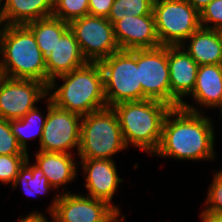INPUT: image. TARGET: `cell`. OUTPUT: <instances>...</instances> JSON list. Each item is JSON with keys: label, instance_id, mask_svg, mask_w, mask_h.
Listing matches in <instances>:
<instances>
[{"label": "cell", "instance_id": "cell-17", "mask_svg": "<svg viewBox=\"0 0 222 222\" xmlns=\"http://www.w3.org/2000/svg\"><path fill=\"white\" fill-rule=\"evenodd\" d=\"M70 153L38 151L35 165L39 167L54 189H58L77 177L76 162Z\"/></svg>", "mask_w": 222, "mask_h": 222}, {"label": "cell", "instance_id": "cell-25", "mask_svg": "<svg viewBox=\"0 0 222 222\" xmlns=\"http://www.w3.org/2000/svg\"><path fill=\"white\" fill-rule=\"evenodd\" d=\"M89 15V0H54L53 17L70 23Z\"/></svg>", "mask_w": 222, "mask_h": 222}, {"label": "cell", "instance_id": "cell-10", "mask_svg": "<svg viewBox=\"0 0 222 222\" xmlns=\"http://www.w3.org/2000/svg\"><path fill=\"white\" fill-rule=\"evenodd\" d=\"M137 67L142 100H157L170 106L168 46L137 49Z\"/></svg>", "mask_w": 222, "mask_h": 222}, {"label": "cell", "instance_id": "cell-22", "mask_svg": "<svg viewBox=\"0 0 222 222\" xmlns=\"http://www.w3.org/2000/svg\"><path fill=\"white\" fill-rule=\"evenodd\" d=\"M44 118V119H43ZM47 119V115L43 117L39 113L38 107L30 110L23 118L11 120L10 126L12 133L16 136L20 147L27 151V140L39 136V142L42 139L43 128ZM34 128H37L33 130ZM31 132H29V131Z\"/></svg>", "mask_w": 222, "mask_h": 222}, {"label": "cell", "instance_id": "cell-26", "mask_svg": "<svg viewBox=\"0 0 222 222\" xmlns=\"http://www.w3.org/2000/svg\"><path fill=\"white\" fill-rule=\"evenodd\" d=\"M0 155H28L12 133L10 121L0 118Z\"/></svg>", "mask_w": 222, "mask_h": 222}, {"label": "cell", "instance_id": "cell-28", "mask_svg": "<svg viewBox=\"0 0 222 222\" xmlns=\"http://www.w3.org/2000/svg\"><path fill=\"white\" fill-rule=\"evenodd\" d=\"M199 13L202 28L222 31V0L211 1Z\"/></svg>", "mask_w": 222, "mask_h": 222}, {"label": "cell", "instance_id": "cell-21", "mask_svg": "<svg viewBox=\"0 0 222 222\" xmlns=\"http://www.w3.org/2000/svg\"><path fill=\"white\" fill-rule=\"evenodd\" d=\"M35 36L45 61L49 59L58 40L70 28L69 23L53 16L26 24Z\"/></svg>", "mask_w": 222, "mask_h": 222}, {"label": "cell", "instance_id": "cell-27", "mask_svg": "<svg viewBox=\"0 0 222 222\" xmlns=\"http://www.w3.org/2000/svg\"><path fill=\"white\" fill-rule=\"evenodd\" d=\"M28 155H0V182L12 183Z\"/></svg>", "mask_w": 222, "mask_h": 222}, {"label": "cell", "instance_id": "cell-16", "mask_svg": "<svg viewBox=\"0 0 222 222\" xmlns=\"http://www.w3.org/2000/svg\"><path fill=\"white\" fill-rule=\"evenodd\" d=\"M87 63L73 31L69 28L58 40L46 61L47 87L57 76L71 72Z\"/></svg>", "mask_w": 222, "mask_h": 222}, {"label": "cell", "instance_id": "cell-3", "mask_svg": "<svg viewBox=\"0 0 222 222\" xmlns=\"http://www.w3.org/2000/svg\"><path fill=\"white\" fill-rule=\"evenodd\" d=\"M1 76L36 80L47 86L46 61L26 25H7L0 36Z\"/></svg>", "mask_w": 222, "mask_h": 222}, {"label": "cell", "instance_id": "cell-1", "mask_svg": "<svg viewBox=\"0 0 222 222\" xmlns=\"http://www.w3.org/2000/svg\"><path fill=\"white\" fill-rule=\"evenodd\" d=\"M214 134L212 121L183 101L166 115L161 141L154 153L177 160H214Z\"/></svg>", "mask_w": 222, "mask_h": 222}, {"label": "cell", "instance_id": "cell-34", "mask_svg": "<svg viewBox=\"0 0 222 222\" xmlns=\"http://www.w3.org/2000/svg\"><path fill=\"white\" fill-rule=\"evenodd\" d=\"M2 3H0V26L5 22V25L3 27L0 28V36L4 33V31L7 28V24H6V20L4 17V8L1 5Z\"/></svg>", "mask_w": 222, "mask_h": 222}, {"label": "cell", "instance_id": "cell-33", "mask_svg": "<svg viewBox=\"0 0 222 222\" xmlns=\"http://www.w3.org/2000/svg\"><path fill=\"white\" fill-rule=\"evenodd\" d=\"M191 4L198 12H200L204 7H206L213 0H186Z\"/></svg>", "mask_w": 222, "mask_h": 222}, {"label": "cell", "instance_id": "cell-29", "mask_svg": "<svg viewBox=\"0 0 222 222\" xmlns=\"http://www.w3.org/2000/svg\"><path fill=\"white\" fill-rule=\"evenodd\" d=\"M212 184L209 187L206 202L207 207L202 212L222 211V170L214 174Z\"/></svg>", "mask_w": 222, "mask_h": 222}, {"label": "cell", "instance_id": "cell-23", "mask_svg": "<svg viewBox=\"0 0 222 222\" xmlns=\"http://www.w3.org/2000/svg\"><path fill=\"white\" fill-rule=\"evenodd\" d=\"M22 183L23 190L26 195L35 196L37 194H45L49 189L53 188L48 182L47 177L42 170L34 165H29V157L20 167L12 186L18 187Z\"/></svg>", "mask_w": 222, "mask_h": 222}, {"label": "cell", "instance_id": "cell-13", "mask_svg": "<svg viewBox=\"0 0 222 222\" xmlns=\"http://www.w3.org/2000/svg\"><path fill=\"white\" fill-rule=\"evenodd\" d=\"M120 50L152 49L161 46L154 15L126 16L113 24Z\"/></svg>", "mask_w": 222, "mask_h": 222}, {"label": "cell", "instance_id": "cell-2", "mask_svg": "<svg viewBox=\"0 0 222 222\" xmlns=\"http://www.w3.org/2000/svg\"><path fill=\"white\" fill-rule=\"evenodd\" d=\"M57 77L64 82L63 85L58 87L56 80H51L47 89L48 94L55 90L48 95L55 106L81 116L107 107L99 62H87Z\"/></svg>", "mask_w": 222, "mask_h": 222}, {"label": "cell", "instance_id": "cell-30", "mask_svg": "<svg viewBox=\"0 0 222 222\" xmlns=\"http://www.w3.org/2000/svg\"><path fill=\"white\" fill-rule=\"evenodd\" d=\"M114 0H89V15L108 18Z\"/></svg>", "mask_w": 222, "mask_h": 222}, {"label": "cell", "instance_id": "cell-14", "mask_svg": "<svg viewBox=\"0 0 222 222\" xmlns=\"http://www.w3.org/2000/svg\"><path fill=\"white\" fill-rule=\"evenodd\" d=\"M185 45L168 46L170 106L180 107L183 97L190 95L196 84L199 65L185 51Z\"/></svg>", "mask_w": 222, "mask_h": 222}, {"label": "cell", "instance_id": "cell-5", "mask_svg": "<svg viewBox=\"0 0 222 222\" xmlns=\"http://www.w3.org/2000/svg\"><path fill=\"white\" fill-rule=\"evenodd\" d=\"M126 148L119 120L112 107L82 116L78 149L81 160H113V155Z\"/></svg>", "mask_w": 222, "mask_h": 222}, {"label": "cell", "instance_id": "cell-18", "mask_svg": "<svg viewBox=\"0 0 222 222\" xmlns=\"http://www.w3.org/2000/svg\"><path fill=\"white\" fill-rule=\"evenodd\" d=\"M190 95L204 107L217 108L222 103V64L199 66L196 84Z\"/></svg>", "mask_w": 222, "mask_h": 222}, {"label": "cell", "instance_id": "cell-12", "mask_svg": "<svg viewBox=\"0 0 222 222\" xmlns=\"http://www.w3.org/2000/svg\"><path fill=\"white\" fill-rule=\"evenodd\" d=\"M48 87L36 80L0 77V118H23L35 103L48 95Z\"/></svg>", "mask_w": 222, "mask_h": 222}, {"label": "cell", "instance_id": "cell-20", "mask_svg": "<svg viewBox=\"0 0 222 222\" xmlns=\"http://www.w3.org/2000/svg\"><path fill=\"white\" fill-rule=\"evenodd\" d=\"M3 4L7 25H26L51 17L54 9V0H7Z\"/></svg>", "mask_w": 222, "mask_h": 222}, {"label": "cell", "instance_id": "cell-19", "mask_svg": "<svg viewBox=\"0 0 222 222\" xmlns=\"http://www.w3.org/2000/svg\"><path fill=\"white\" fill-rule=\"evenodd\" d=\"M188 39L185 51L199 66L222 64V31L200 27Z\"/></svg>", "mask_w": 222, "mask_h": 222}, {"label": "cell", "instance_id": "cell-35", "mask_svg": "<svg viewBox=\"0 0 222 222\" xmlns=\"http://www.w3.org/2000/svg\"><path fill=\"white\" fill-rule=\"evenodd\" d=\"M217 108H220V111H221L220 114L222 116V103Z\"/></svg>", "mask_w": 222, "mask_h": 222}, {"label": "cell", "instance_id": "cell-24", "mask_svg": "<svg viewBox=\"0 0 222 222\" xmlns=\"http://www.w3.org/2000/svg\"><path fill=\"white\" fill-rule=\"evenodd\" d=\"M154 0H114L108 20L114 24L126 16L153 14Z\"/></svg>", "mask_w": 222, "mask_h": 222}, {"label": "cell", "instance_id": "cell-11", "mask_svg": "<svg viewBox=\"0 0 222 222\" xmlns=\"http://www.w3.org/2000/svg\"><path fill=\"white\" fill-rule=\"evenodd\" d=\"M46 103L48 113L39 151L71 154L68 150L77 148L78 152L82 116L55 106L49 98Z\"/></svg>", "mask_w": 222, "mask_h": 222}, {"label": "cell", "instance_id": "cell-6", "mask_svg": "<svg viewBox=\"0 0 222 222\" xmlns=\"http://www.w3.org/2000/svg\"><path fill=\"white\" fill-rule=\"evenodd\" d=\"M107 107L141 101L142 87L137 67V49L119 50L99 62Z\"/></svg>", "mask_w": 222, "mask_h": 222}, {"label": "cell", "instance_id": "cell-32", "mask_svg": "<svg viewBox=\"0 0 222 222\" xmlns=\"http://www.w3.org/2000/svg\"><path fill=\"white\" fill-rule=\"evenodd\" d=\"M18 222H48V221L45 215L35 211L33 213H30L25 218L19 219Z\"/></svg>", "mask_w": 222, "mask_h": 222}, {"label": "cell", "instance_id": "cell-7", "mask_svg": "<svg viewBox=\"0 0 222 222\" xmlns=\"http://www.w3.org/2000/svg\"><path fill=\"white\" fill-rule=\"evenodd\" d=\"M152 13L161 46L187 44L201 27L200 13L186 0H154Z\"/></svg>", "mask_w": 222, "mask_h": 222}, {"label": "cell", "instance_id": "cell-9", "mask_svg": "<svg viewBox=\"0 0 222 222\" xmlns=\"http://www.w3.org/2000/svg\"><path fill=\"white\" fill-rule=\"evenodd\" d=\"M48 212L54 222H121V212L108 203L67 191L55 196Z\"/></svg>", "mask_w": 222, "mask_h": 222}, {"label": "cell", "instance_id": "cell-31", "mask_svg": "<svg viewBox=\"0 0 222 222\" xmlns=\"http://www.w3.org/2000/svg\"><path fill=\"white\" fill-rule=\"evenodd\" d=\"M201 222H222V211L201 212Z\"/></svg>", "mask_w": 222, "mask_h": 222}, {"label": "cell", "instance_id": "cell-4", "mask_svg": "<svg viewBox=\"0 0 222 222\" xmlns=\"http://www.w3.org/2000/svg\"><path fill=\"white\" fill-rule=\"evenodd\" d=\"M126 146L154 153L160 144L162 128L171 106L164 102L145 99L114 105Z\"/></svg>", "mask_w": 222, "mask_h": 222}, {"label": "cell", "instance_id": "cell-15", "mask_svg": "<svg viewBox=\"0 0 222 222\" xmlns=\"http://www.w3.org/2000/svg\"><path fill=\"white\" fill-rule=\"evenodd\" d=\"M82 169L85 171L87 196L104 201L112 206L117 212L120 209L111 204L112 198L118 185L123 180L118 177L114 160L89 159L80 160Z\"/></svg>", "mask_w": 222, "mask_h": 222}, {"label": "cell", "instance_id": "cell-8", "mask_svg": "<svg viewBox=\"0 0 222 222\" xmlns=\"http://www.w3.org/2000/svg\"><path fill=\"white\" fill-rule=\"evenodd\" d=\"M69 27L87 62H100L120 50L107 18L86 15L71 21Z\"/></svg>", "mask_w": 222, "mask_h": 222}]
</instances>
